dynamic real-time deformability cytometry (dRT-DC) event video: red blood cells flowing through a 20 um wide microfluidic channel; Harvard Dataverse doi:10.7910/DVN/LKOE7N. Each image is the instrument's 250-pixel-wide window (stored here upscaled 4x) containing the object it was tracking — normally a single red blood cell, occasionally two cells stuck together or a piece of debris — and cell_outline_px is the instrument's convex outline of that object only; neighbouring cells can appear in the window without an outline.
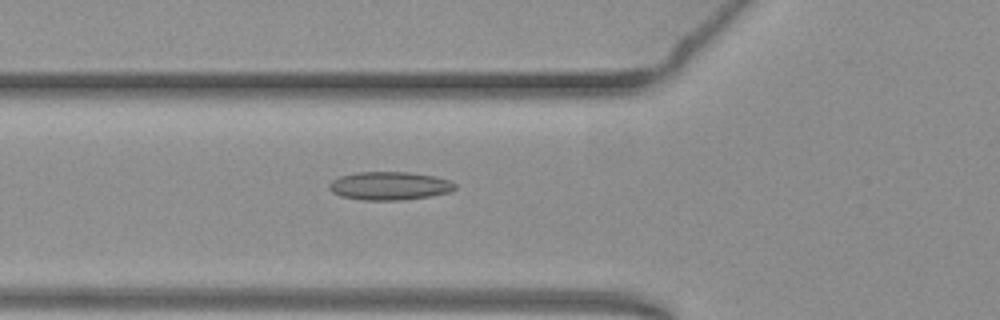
{"species": "common noctule bat (a hibernating species)", "species_latin": "Nyctalus noctula", "temperature_condition": "warm", "stored_images_in_passage": 51, "camera_frame_rate_fps": 3000, "um_per_image_px": 0.085, "animal": {"sex": "female", "body_mass_g": 19.3, "forearm_length_mm": 54.1}, "frame": {"image": 1, "passage_image": 17, "time_ms": 5.333, "image_size_px": [1000, 320], "cell_outline_px": [[456, 188], [448, 192], [428, 196], [400, 200], [364, 200], [340, 196], [332, 192], [328, 188], [328, 184], [332, 180], [340, 176], [356, 172], [408, 172], [432, 176], [448, 180], [456, 184]], "centroid_in_image_um": [33.05, 15.79], "position_along_channel_um": 92.7, "area_um2": 20.58}}
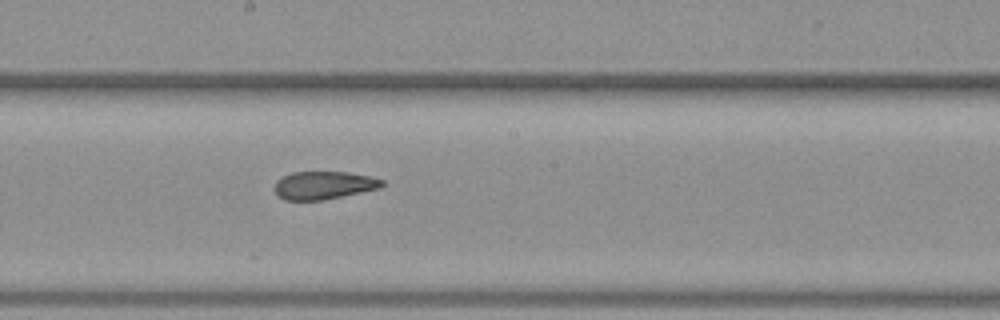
{"frame": {"image": 2, "passage_image": 27, "time_ms": 8.667, "image_size_px": [1000, 320], "cell_outline_px": [[384, 184], [380, 188], [324, 200], [284, 200], [276, 192], [276, 180], [292, 172], [348, 172], [368, 176], [384, 180]], "centroid_in_image_um": [27.54, 15.75], "position_along_channel_um": 220.7, "area_um2": 17.34}}
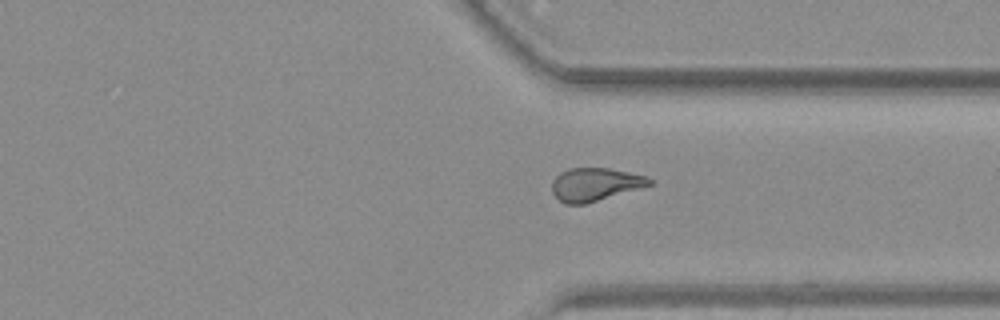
{"frame": {"image": 3, "passage_image": 38, "time_ms": 12.333, "image_size_px": [1000, 320], "cell_outline_px": [[652, 184], [640, 188], [584, 204], [564, 204], [552, 192], [552, 180], [560, 172], [568, 168], [608, 168], [648, 176], [652, 180]], "centroid_in_image_um": [50.56, 15.66], "position_along_channel_um": 360.8, "area_um2": 18.67}, "authors_computed_cell_mechanics": {"area_um2": 19.3052, "velocity_mm_per_s": 3.8199, "shape_relaxation_time_tau1_ms": null, "shape_relaxation_time_tau2_ms": 2.1664, "deformation_change_tau1": null, "deformation_change_tau2": 0.0928}}